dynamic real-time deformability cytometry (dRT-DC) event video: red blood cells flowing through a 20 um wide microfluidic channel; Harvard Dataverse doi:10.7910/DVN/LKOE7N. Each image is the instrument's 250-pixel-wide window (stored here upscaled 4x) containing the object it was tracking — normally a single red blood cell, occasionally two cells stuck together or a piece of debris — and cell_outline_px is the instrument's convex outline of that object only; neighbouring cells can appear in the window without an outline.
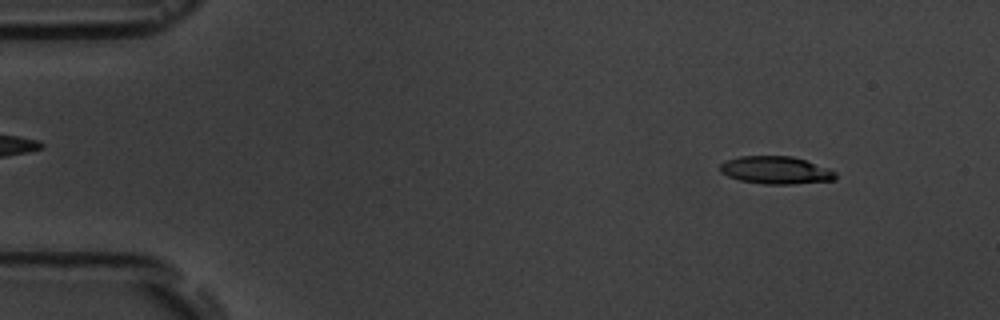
{"species": "common noctule bat (a hibernating species)", "species_latin": "Nyctalus noctula", "temperature_condition": "room temperature", "stored_images_in_passage": 3, "camera_frame_rate_fps": 3000, "um_per_image_px": 0.085, "animal": {"sex": "male", "body_mass_g": 19.5, "forearm_length_mm": 54.6}, "frame": {"image": 1, "passage_image": 1, "time_ms": 0.0, "image_size_px": [1000, 320], "cell_outline_px": [[836, 180], [792, 184], [764, 184], [740, 180], [728, 176], [720, 172], [720, 164], [724, 160], [740, 156], [792, 156], [828, 168], [836, 172]], "centroid_in_image_um": [65.93, 14.46], "position_along_channel_um": 19.1, "area_um2": 18.61}}